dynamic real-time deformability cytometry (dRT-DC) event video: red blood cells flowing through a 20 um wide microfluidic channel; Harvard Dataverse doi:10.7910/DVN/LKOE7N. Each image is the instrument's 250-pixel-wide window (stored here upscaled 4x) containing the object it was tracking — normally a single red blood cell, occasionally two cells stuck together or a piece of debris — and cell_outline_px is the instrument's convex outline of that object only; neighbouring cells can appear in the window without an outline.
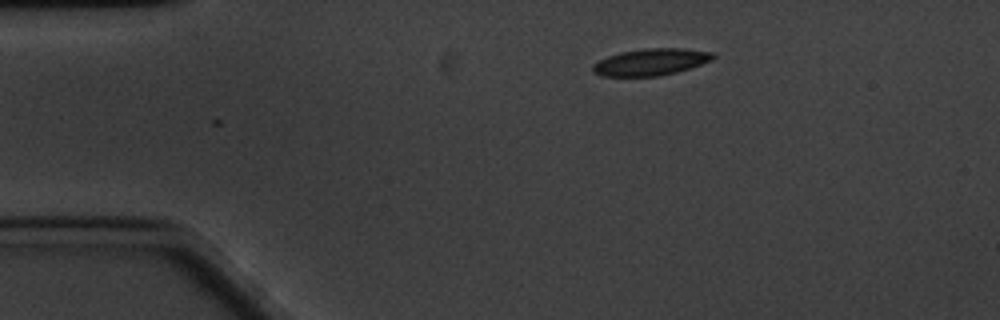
{"species": "common noctule bat (a hibernating species)", "species_latin": "Nyctalus noctula", "temperature_condition": "cold", "stored_images_in_passage": 3, "camera_frame_rate_fps": 3000, "um_per_image_px": 0.085, "animal": {"sex": "male", "body_mass_g": 20.1, "forearm_length_mm": 53.5}, "frame": {"image": 1, "passage_image": 3, "time_ms": 0.667, "image_size_px": [1000, 320], "cell_outline_px": [[716, 56], [712, 60], [676, 72], [660, 76], [600, 76], [592, 72], [592, 64], [608, 56], [620, 52], [644, 48], [680, 48], [716, 52]], "centroid_in_image_um": [55.31, 5.26], "position_along_channel_um": 29.7, "area_um2": 18.84}}